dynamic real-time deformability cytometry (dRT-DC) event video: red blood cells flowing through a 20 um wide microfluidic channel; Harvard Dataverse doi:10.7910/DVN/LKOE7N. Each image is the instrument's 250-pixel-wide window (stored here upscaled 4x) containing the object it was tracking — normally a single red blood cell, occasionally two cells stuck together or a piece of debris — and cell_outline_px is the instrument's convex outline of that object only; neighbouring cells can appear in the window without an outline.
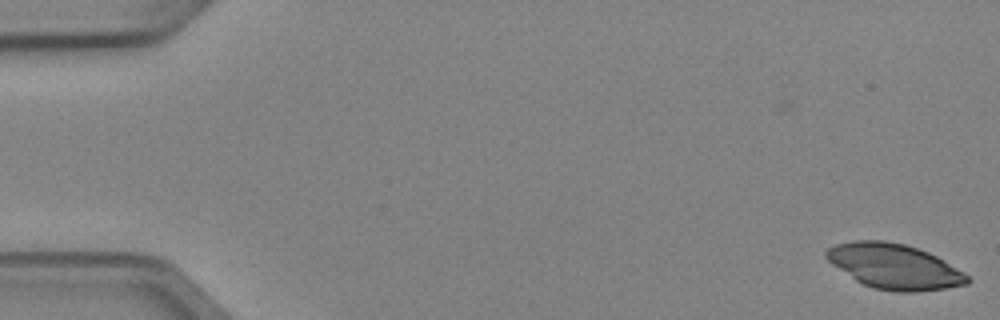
{"species": "Egyptian fruit bat (a non-hibernating species)", "species_latin": "Rousettus aegyptiacus", "temperature_condition": "cold", "stored_images_in_passage": 2, "camera_frame_rate_fps": 3000, "um_per_image_px": 0.085, "animal": {"sex": "female"}, "frame": {"image": 1, "passage_image": 2, "time_ms": 0.333, "image_size_px": [1000, 320], "cell_outline_px": [[972, 280], [968, 284], [944, 288], [916, 292], [896, 292], [872, 288], [856, 280], [832, 264], [824, 256], [824, 252], [828, 248], [836, 244], [856, 240], [884, 240], [904, 244], [928, 252], [936, 256], [964, 272]], "centroid_in_image_um": [76.01, 22.65], "position_along_channel_um": 9.0, "area_um2": 36.93}}